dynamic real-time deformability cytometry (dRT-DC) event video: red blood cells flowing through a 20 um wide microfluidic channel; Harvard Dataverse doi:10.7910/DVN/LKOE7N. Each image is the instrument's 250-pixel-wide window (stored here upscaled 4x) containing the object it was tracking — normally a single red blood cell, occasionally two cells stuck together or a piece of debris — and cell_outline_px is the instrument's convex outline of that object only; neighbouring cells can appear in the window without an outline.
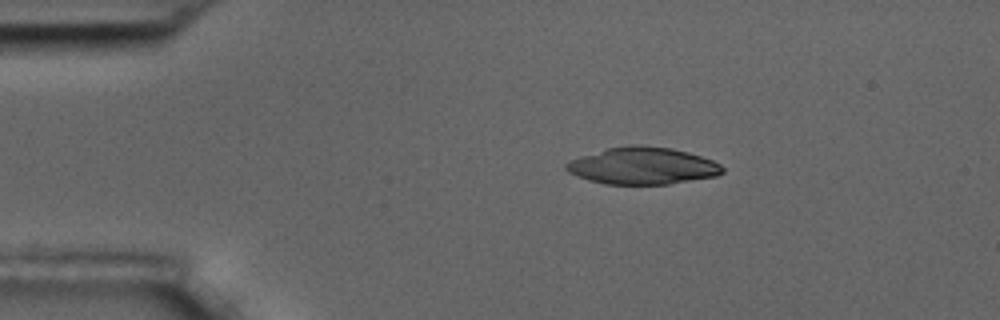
{"species": "common noctule bat (a hibernating species)", "species_latin": "Nyctalus noctula", "temperature_condition": "room temperature", "stored_images_in_passage": 5, "camera_frame_rate_fps": 3000, "um_per_image_px": 0.085, "animal": {"sex": "male", "body_mass_g": 17.5, "forearm_length_mm": 52.3}, "frame": {"image": 1, "passage_image": 1, "time_ms": 0.0, "image_size_px": [1000, 320], "cell_outline_px": [[724, 172], [716, 176], [668, 184], [604, 184], [588, 180], [568, 172], [564, 168], [564, 164], [568, 160], [580, 156], [608, 148], [628, 144], [640, 144], [668, 148], [688, 152], [712, 160], [720, 164], [724, 168]], "centroid_in_image_um": [54.59, 14.09], "position_along_channel_um": 30.4, "area_um2": 33.81}}